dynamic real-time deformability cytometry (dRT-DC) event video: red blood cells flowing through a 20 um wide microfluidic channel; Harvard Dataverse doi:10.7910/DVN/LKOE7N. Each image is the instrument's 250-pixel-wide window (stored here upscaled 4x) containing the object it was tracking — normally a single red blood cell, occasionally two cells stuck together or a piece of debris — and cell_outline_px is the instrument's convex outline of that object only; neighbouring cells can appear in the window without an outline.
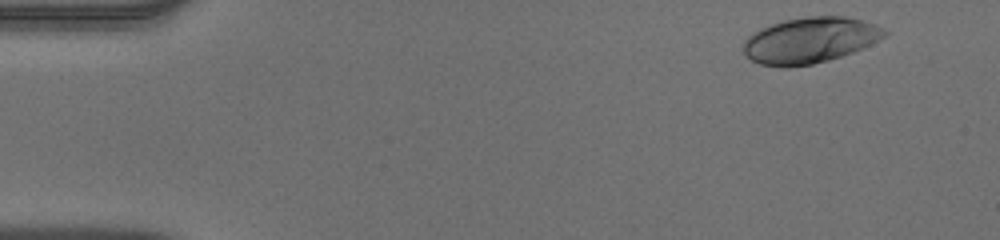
{"species": "human", "species_latin": "Homo sapiens", "temperature_condition": "warm", "stored_images_in_passage": 50, "camera_frame_rate_fps": 3000, "um_per_image_px": 0.085, "donor": {"sex": "male"}, "frame": {"image": 1, "passage_image": 2, "time_ms": 0.333, "image_size_px": [1000, 240], "cell_outline_px": [[888, 32], [884, 36], [852, 52], [828, 60], [812, 64], [788, 68], [760, 64], [752, 60], [744, 52], [744, 40], [748, 36], [760, 28], [784, 20], [808, 16], [844, 16], [876, 24], [884, 28]], "centroid_in_image_um": [68.81, 3.42], "position_along_channel_um": 16.2, "area_um2": 37.34}}
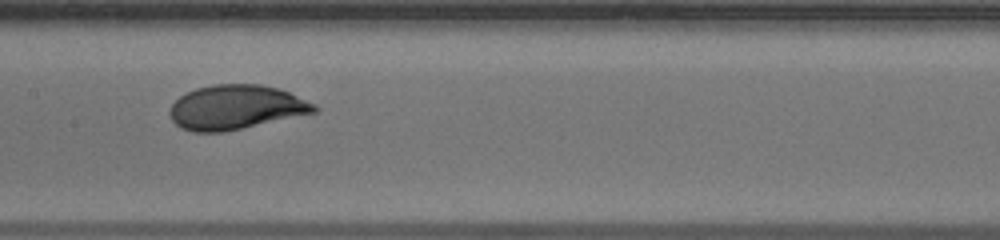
{"frame": {"image": 2, "passage_image": 24, "time_ms": 7.667, "image_size_px": [1000, 240], "cell_outline_px": [[320, 108], [316, 112], [224, 132], [192, 132], [180, 128], [172, 120], [168, 112], [172, 104], [180, 96], [196, 88], [212, 84], [260, 84], [276, 88], [288, 92], [316, 104]], "centroid_in_image_um": [20.03, 9.12], "position_along_channel_um": 187.4, "area_um2": 37.34}}
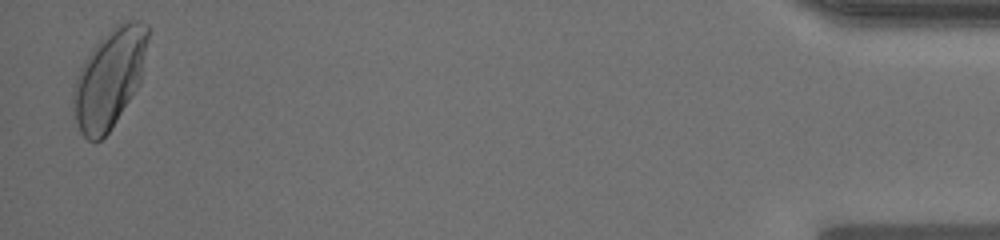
{"frame": {"image": 3, "passage_image": 49, "time_ms": 16.0, "image_size_px": [1000, 240], "cell_outline_px": [[148, 36], [140, 84], [112, 128], [100, 140], [88, 140], [80, 132], [76, 120], [72, 104], [72, 88], [76, 76], [84, 60], [92, 48], [116, 24], [128, 20], [140, 20], [148, 24]], "centroid_in_image_um": [9.29, 6.65], "position_along_channel_um": 425.9, "area_um2": 42.83}, "authors_computed_cell_mechanics": {"area_um2": 37.2521, "velocity_mm_per_s": 3.9284, "shape_relaxation_time_tau1_ms": 2.7498, "shape_relaxation_time_tau2_ms": null, "deformation_change_tau1": 0.1481, "deformation_change_tau2": null}}